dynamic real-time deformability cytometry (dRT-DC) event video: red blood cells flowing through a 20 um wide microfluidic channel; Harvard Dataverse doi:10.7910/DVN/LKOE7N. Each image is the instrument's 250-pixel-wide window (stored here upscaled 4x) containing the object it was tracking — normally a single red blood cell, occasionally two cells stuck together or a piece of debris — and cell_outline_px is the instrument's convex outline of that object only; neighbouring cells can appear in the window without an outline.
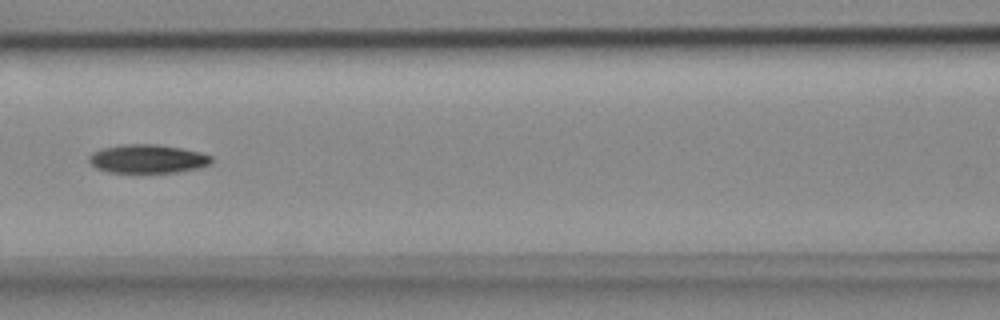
{"species": "common noctule bat (a hibernating species)", "species_latin": "Nyctalus noctula", "temperature_condition": "cold", "stored_images_in_passage": 7, "camera_frame_rate_fps": 3000, "um_per_image_px": 0.085, "animal": {"sex": "female", "body_mass_g": 18.4}, "frame": {"image": 1, "passage_image": 7, "time_ms": 2.0, "image_size_px": [1000, 320], "cell_outline_px": [[212, 164], [200, 168], [176, 172], [108, 172], [96, 168], [88, 160], [88, 156], [92, 152], [104, 148], [124, 144], [156, 144], [180, 148], [200, 152], [212, 156]], "centroid_in_image_um": [12.57, 13.5], "position_along_channel_um": 154.0, "area_um2": 20.4}}